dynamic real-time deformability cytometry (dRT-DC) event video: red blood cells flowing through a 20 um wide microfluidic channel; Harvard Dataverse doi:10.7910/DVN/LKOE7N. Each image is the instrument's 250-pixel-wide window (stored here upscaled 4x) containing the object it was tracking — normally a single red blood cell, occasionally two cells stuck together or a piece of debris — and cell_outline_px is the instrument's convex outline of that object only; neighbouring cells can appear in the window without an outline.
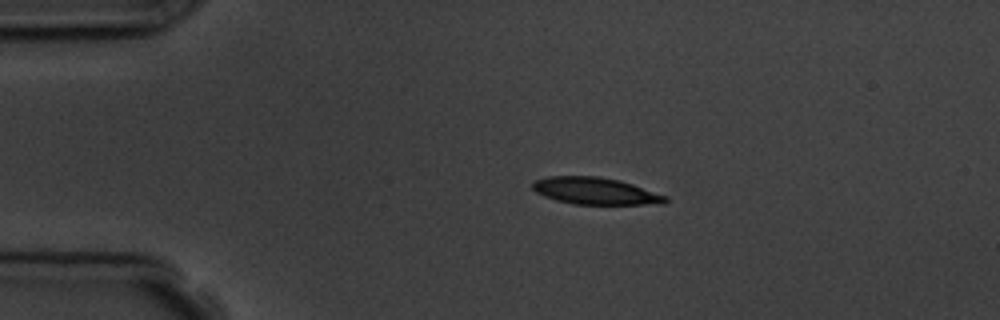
{"species": "common noctule bat (a hibernating species)", "species_latin": "Nyctalus noctula", "temperature_condition": "room temperature", "stored_images_in_passage": 7, "camera_frame_rate_fps": 3000, "um_per_image_px": 0.085, "animal": {"sex": "male", "body_mass_g": 19.5, "forearm_length_mm": 54.6}, "frame": {"image": 1, "passage_image": 2, "time_ms": 1.0, "image_size_px": [1000, 320], "cell_outline_px": [[668, 200], [664, 204], [572, 204], [556, 200], [544, 196], [536, 192], [532, 188], [532, 184], [536, 180], [548, 176], [600, 176], [620, 180], [668, 196]], "centroid_in_image_um": [50.62, 16.23], "position_along_channel_um": 34.4, "area_um2": 20.92}}
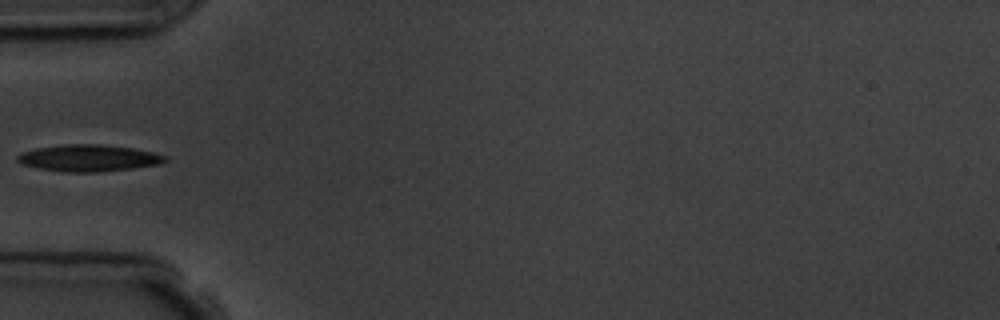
{"frame": {"image": 2, "passage_image": 4, "time_ms": 3.333, "image_size_px": [1000, 320], "cell_outline_px": [[168, 160], [160, 164], [132, 168], [100, 172], [60, 172], [36, 168], [20, 164], [16, 160], [16, 156], [20, 152], [36, 148], [68, 144], [100, 144], [132, 148], [152, 152], [168, 156]], "centroid_in_image_um": [7.49, 13.44], "position_along_channel_um": 77.5, "area_um2": 23.24}}